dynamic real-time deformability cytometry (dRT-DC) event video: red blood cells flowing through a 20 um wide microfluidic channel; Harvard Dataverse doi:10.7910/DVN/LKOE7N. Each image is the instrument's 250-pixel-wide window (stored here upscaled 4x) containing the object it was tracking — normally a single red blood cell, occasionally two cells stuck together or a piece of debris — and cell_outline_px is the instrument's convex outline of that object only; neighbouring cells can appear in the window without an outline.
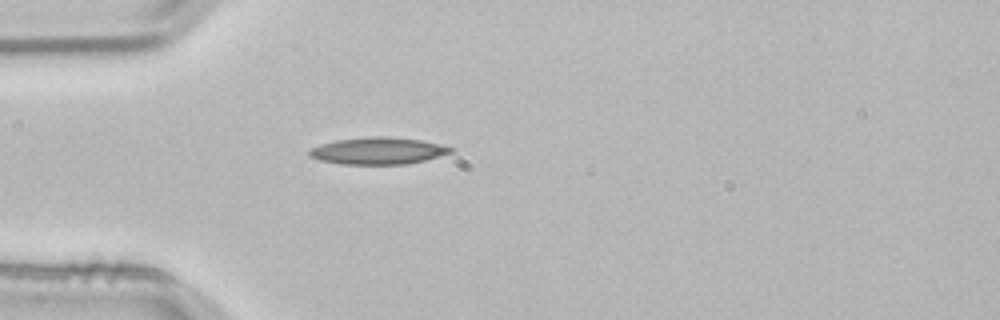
{"species": "common noctule bat (a hibernating species)", "species_latin": "Nyctalus noctula", "temperature_condition": "room temperature", "stored_images_in_passage": 39, "camera_frame_rate_fps": 3000, "um_per_image_px": 0.085, "animal": {"sex": "male", "body_mass_g": 21.5, "forearm_length_mm": 52.0}, "frame": {"image": 1, "passage_image": 1, "time_ms": 0.0, "image_size_px": [1000, 320], "cell_outline_px": [[456, 148], [452, 152], [424, 160], [404, 164], [340, 164], [320, 160], [308, 156], [308, 152], [312, 148], [320, 144], [336, 140], [368, 136], [388, 136], [420, 140], [440, 144]], "centroid_in_image_um": [32.12, 12.81], "position_along_channel_um": 52.9, "area_um2": 22.2}}
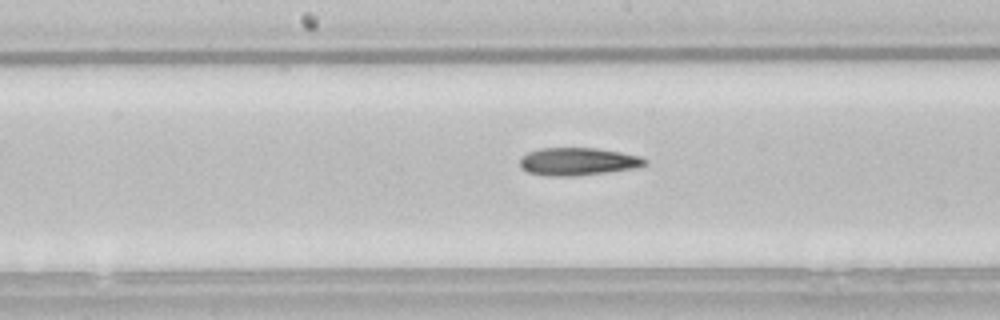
{"frame": {"image": 2, "passage_image": 13, "time_ms": 4.0, "image_size_px": [1000, 320], "cell_outline_px": [[648, 164], [636, 168], [572, 176], [548, 176], [528, 172], [520, 168], [520, 156], [528, 152], [540, 148], [596, 148], [620, 152], [640, 156], [648, 160]], "centroid_in_image_um": [49.1, 13.72], "position_along_channel_um": 199.1, "area_um2": 20.23}}
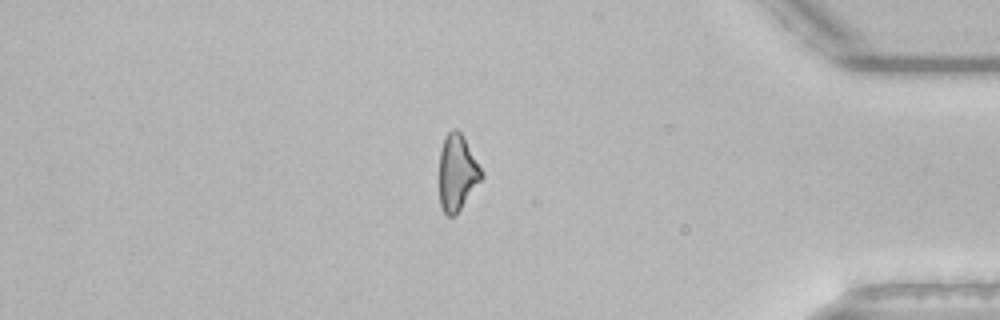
{"frame": {"image": 3, "passage_image": 31, "time_ms": 10.0, "image_size_px": [1000, 320], "cell_outline_px": [[484, 176], [460, 208], [452, 216], [448, 216], [444, 212], [440, 204], [440, 148], [444, 136], [452, 128], [456, 128], [460, 132], [484, 172]], "centroid_in_image_um": [38.86, 14.63], "position_along_channel_um": 396.3, "area_um2": 18.44}}